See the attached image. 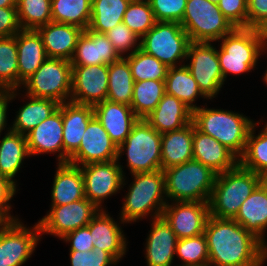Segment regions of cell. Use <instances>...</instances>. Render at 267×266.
Returning a JSON list of instances; mask_svg holds the SVG:
<instances>
[{
  "label": "cell",
  "mask_w": 267,
  "mask_h": 266,
  "mask_svg": "<svg viewBox=\"0 0 267 266\" xmlns=\"http://www.w3.org/2000/svg\"><path fill=\"white\" fill-rule=\"evenodd\" d=\"M204 235L209 266H263L267 247L234 219L209 216Z\"/></svg>",
  "instance_id": "obj_1"
},
{
  "label": "cell",
  "mask_w": 267,
  "mask_h": 266,
  "mask_svg": "<svg viewBox=\"0 0 267 266\" xmlns=\"http://www.w3.org/2000/svg\"><path fill=\"white\" fill-rule=\"evenodd\" d=\"M263 181L260 175L240 164L217 174L209 200L210 216L233 219L242 203Z\"/></svg>",
  "instance_id": "obj_2"
},
{
  "label": "cell",
  "mask_w": 267,
  "mask_h": 266,
  "mask_svg": "<svg viewBox=\"0 0 267 266\" xmlns=\"http://www.w3.org/2000/svg\"><path fill=\"white\" fill-rule=\"evenodd\" d=\"M192 121L199 131L216 139L238 158L244 154L249 131L255 123L237 112L202 106L193 111Z\"/></svg>",
  "instance_id": "obj_3"
},
{
  "label": "cell",
  "mask_w": 267,
  "mask_h": 266,
  "mask_svg": "<svg viewBox=\"0 0 267 266\" xmlns=\"http://www.w3.org/2000/svg\"><path fill=\"white\" fill-rule=\"evenodd\" d=\"M134 182L125 199L121 211V224L136 222L148 216L160 217L168 203L165 193V175L163 170L155 172L134 173ZM154 212V213H153Z\"/></svg>",
  "instance_id": "obj_4"
},
{
  "label": "cell",
  "mask_w": 267,
  "mask_h": 266,
  "mask_svg": "<svg viewBox=\"0 0 267 266\" xmlns=\"http://www.w3.org/2000/svg\"><path fill=\"white\" fill-rule=\"evenodd\" d=\"M165 193L171 201L209 202L217 173L197 160L163 170Z\"/></svg>",
  "instance_id": "obj_5"
},
{
  "label": "cell",
  "mask_w": 267,
  "mask_h": 266,
  "mask_svg": "<svg viewBox=\"0 0 267 266\" xmlns=\"http://www.w3.org/2000/svg\"><path fill=\"white\" fill-rule=\"evenodd\" d=\"M220 40L217 53L224 81L228 73L240 75L251 71L256 66L258 57L267 50L260 29L235 28Z\"/></svg>",
  "instance_id": "obj_6"
},
{
  "label": "cell",
  "mask_w": 267,
  "mask_h": 266,
  "mask_svg": "<svg viewBox=\"0 0 267 266\" xmlns=\"http://www.w3.org/2000/svg\"><path fill=\"white\" fill-rule=\"evenodd\" d=\"M161 141L162 134L144 119H139L125 141L117 148V160L119 161L126 151L127 167L131 174L158 171L161 169Z\"/></svg>",
  "instance_id": "obj_7"
},
{
  "label": "cell",
  "mask_w": 267,
  "mask_h": 266,
  "mask_svg": "<svg viewBox=\"0 0 267 266\" xmlns=\"http://www.w3.org/2000/svg\"><path fill=\"white\" fill-rule=\"evenodd\" d=\"M180 24L191 42H219L235 29L218 5L208 0H187Z\"/></svg>",
  "instance_id": "obj_8"
},
{
  "label": "cell",
  "mask_w": 267,
  "mask_h": 266,
  "mask_svg": "<svg viewBox=\"0 0 267 266\" xmlns=\"http://www.w3.org/2000/svg\"><path fill=\"white\" fill-rule=\"evenodd\" d=\"M23 87L27 90L25 96L51 99L59 104L68 102L72 90V65L66 59L47 58Z\"/></svg>",
  "instance_id": "obj_9"
},
{
  "label": "cell",
  "mask_w": 267,
  "mask_h": 266,
  "mask_svg": "<svg viewBox=\"0 0 267 266\" xmlns=\"http://www.w3.org/2000/svg\"><path fill=\"white\" fill-rule=\"evenodd\" d=\"M190 43L189 36L180 23L157 21L140 39V49L170 68L177 67L180 59V63L184 62Z\"/></svg>",
  "instance_id": "obj_10"
},
{
  "label": "cell",
  "mask_w": 267,
  "mask_h": 266,
  "mask_svg": "<svg viewBox=\"0 0 267 266\" xmlns=\"http://www.w3.org/2000/svg\"><path fill=\"white\" fill-rule=\"evenodd\" d=\"M212 45L209 42H191L186 57L190 62L185 65L207 99L216 97L224 84L217 49Z\"/></svg>",
  "instance_id": "obj_11"
},
{
  "label": "cell",
  "mask_w": 267,
  "mask_h": 266,
  "mask_svg": "<svg viewBox=\"0 0 267 266\" xmlns=\"http://www.w3.org/2000/svg\"><path fill=\"white\" fill-rule=\"evenodd\" d=\"M118 160L90 163L80 166L84 178L85 198L91 201L99 210L102 202L117 194L125 184L123 168Z\"/></svg>",
  "instance_id": "obj_12"
},
{
  "label": "cell",
  "mask_w": 267,
  "mask_h": 266,
  "mask_svg": "<svg viewBox=\"0 0 267 266\" xmlns=\"http://www.w3.org/2000/svg\"><path fill=\"white\" fill-rule=\"evenodd\" d=\"M99 211L87 198L65 205L51 206L49 213L38 221L40 235L48 233L63 238L67 233L87 226Z\"/></svg>",
  "instance_id": "obj_13"
},
{
  "label": "cell",
  "mask_w": 267,
  "mask_h": 266,
  "mask_svg": "<svg viewBox=\"0 0 267 266\" xmlns=\"http://www.w3.org/2000/svg\"><path fill=\"white\" fill-rule=\"evenodd\" d=\"M32 228L18 219L0 232V266H21L29 260L41 239L39 224Z\"/></svg>",
  "instance_id": "obj_14"
},
{
  "label": "cell",
  "mask_w": 267,
  "mask_h": 266,
  "mask_svg": "<svg viewBox=\"0 0 267 266\" xmlns=\"http://www.w3.org/2000/svg\"><path fill=\"white\" fill-rule=\"evenodd\" d=\"M173 204V205H172ZM178 239L203 234L210 216L209 202H168L161 215Z\"/></svg>",
  "instance_id": "obj_15"
},
{
  "label": "cell",
  "mask_w": 267,
  "mask_h": 266,
  "mask_svg": "<svg viewBox=\"0 0 267 266\" xmlns=\"http://www.w3.org/2000/svg\"><path fill=\"white\" fill-rule=\"evenodd\" d=\"M108 65L72 66L70 101L94 106L107 99Z\"/></svg>",
  "instance_id": "obj_16"
},
{
  "label": "cell",
  "mask_w": 267,
  "mask_h": 266,
  "mask_svg": "<svg viewBox=\"0 0 267 266\" xmlns=\"http://www.w3.org/2000/svg\"><path fill=\"white\" fill-rule=\"evenodd\" d=\"M118 149L107 131L94 116L87 126L78 150L69 158L70 164L84 166L90 163L117 160Z\"/></svg>",
  "instance_id": "obj_17"
},
{
  "label": "cell",
  "mask_w": 267,
  "mask_h": 266,
  "mask_svg": "<svg viewBox=\"0 0 267 266\" xmlns=\"http://www.w3.org/2000/svg\"><path fill=\"white\" fill-rule=\"evenodd\" d=\"M25 136L30 156L59 152L58 163H65L62 103L50 117L42 121Z\"/></svg>",
  "instance_id": "obj_18"
},
{
  "label": "cell",
  "mask_w": 267,
  "mask_h": 266,
  "mask_svg": "<svg viewBox=\"0 0 267 266\" xmlns=\"http://www.w3.org/2000/svg\"><path fill=\"white\" fill-rule=\"evenodd\" d=\"M120 58L106 34L87 28L78 37L70 63L72 66L109 65Z\"/></svg>",
  "instance_id": "obj_19"
},
{
  "label": "cell",
  "mask_w": 267,
  "mask_h": 266,
  "mask_svg": "<svg viewBox=\"0 0 267 266\" xmlns=\"http://www.w3.org/2000/svg\"><path fill=\"white\" fill-rule=\"evenodd\" d=\"M94 115L117 148L125 141L139 118L130 106L104 100L93 106Z\"/></svg>",
  "instance_id": "obj_20"
},
{
  "label": "cell",
  "mask_w": 267,
  "mask_h": 266,
  "mask_svg": "<svg viewBox=\"0 0 267 266\" xmlns=\"http://www.w3.org/2000/svg\"><path fill=\"white\" fill-rule=\"evenodd\" d=\"M94 116V108L91 105L78 104L72 101L62 103L65 163H68L69 158L78 150L89 121Z\"/></svg>",
  "instance_id": "obj_21"
},
{
  "label": "cell",
  "mask_w": 267,
  "mask_h": 266,
  "mask_svg": "<svg viewBox=\"0 0 267 266\" xmlns=\"http://www.w3.org/2000/svg\"><path fill=\"white\" fill-rule=\"evenodd\" d=\"M193 159L208 166L217 174L231 170L239 164V158L232 151L210 135L199 131L195 125Z\"/></svg>",
  "instance_id": "obj_22"
},
{
  "label": "cell",
  "mask_w": 267,
  "mask_h": 266,
  "mask_svg": "<svg viewBox=\"0 0 267 266\" xmlns=\"http://www.w3.org/2000/svg\"><path fill=\"white\" fill-rule=\"evenodd\" d=\"M152 220L145 246L147 266H171L178 238L162 216Z\"/></svg>",
  "instance_id": "obj_23"
},
{
  "label": "cell",
  "mask_w": 267,
  "mask_h": 266,
  "mask_svg": "<svg viewBox=\"0 0 267 266\" xmlns=\"http://www.w3.org/2000/svg\"><path fill=\"white\" fill-rule=\"evenodd\" d=\"M87 227L93 238V248L109 252L118 262L126 254L127 241L122 228L105 210H100Z\"/></svg>",
  "instance_id": "obj_24"
},
{
  "label": "cell",
  "mask_w": 267,
  "mask_h": 266,
  "mask_svg": "<svg viewBox=\"0 0 267 266\" xmlns=\"http://www.w3.org/2000/svg\"><path fill=\"white\" fill-rule=\"evenodd\" d=\"M42 37L48 58L71 60L78 37L84 31L78 26L49 22L36 29Z\"/></svg>",
  "instance_id": "obj_25"
},
{
  "label": "cell",
  "mask_w": 267,
  "mask_h": 266,
  "mask_svg": "<svg viewBox=\"0 0 267 266\" xmlns=\"http://www.w3.org/2000/svg\"><path fill=\"white\" fill-rule=\"evenodd\" d=\"M19 89L48 58L37 30L21 29L16 34Z\"/></svg>",
  "instance_id": "obj_26"
},
{
  "label": "cell",
  "mask_w": 267,
  "mask_h": 266,
  "mask_svg": "<svg viewBox=\"0 0 267 266\" xmlns=\"http://www.w3.org/2000/svg\"><path fill=\"white\" fill-rule=\"evenodd\" d=\"M233 219L267 247L264 238L267 229V180L242 203Z\"/></svg>",
  "instance_id": "obj_27"
},
{
  "label": "cell",
  "mask_w": 267,
  "mask_h": 266,
  "mask_svg": "<svg viewBox=\"0 0 267 266\" xmlns=\"http://www.w3.org/2000/svg\"><path fill=\"white\" fill-rule=\"evenodd\" d=\"M193 111L173 95L165 93L144 120L158 133L178 130L192 122Z\"/></svg>",
  "instance_id": "obj_28"
},
{
  "label": "cell",
  "mask_w": 267,
  "mask_h": 266,
  "mask_svg": "<svg viewBox=\"0 0 267 266\" xmlns=\"http://www.w3.org/2000/svg\"><path fill=\"white\" fill-rule=\"evenodd\" d=\"M51 192V206L69 204L85 198L84 178L80 166L58 163Z\"/></svg>",
  "instance_id": "obj_29"
},
{
  "label": "cell",
  "mask_w": 267,
  "mask_h": 266,
  "mask_svg": "<svg viewBox=\"0 0 267 266\" xmlns=\"http://www.w3.org/2000/svg\"><path fill=\"white\" fill-rule=\"evenodd\" d=\"M193 121L181 129L162 134L161 170L193 159Z\"/></svg>",
  "instance_id": "obj_30"
},
{
  "label": "cell",
  "mask_w": 267,
  "mask_h": 266,
  "mask_svg": "<svg viewBox=\"0 0 267 266\" xmlns=\"http://www.w3.org/2000/svg\"><path fill=\"white\" fill-rule=\"evenodd\" d=\"M29 156L26 136L9 129L0 141V176L17 184L13 178L20 170L25 157Z\"/></svg>",
  "instance_id": "obj_31"
},
{
  "label": "cell",
  "mask_w": 267,
  "mask_h": 266,
  "mask_svg": "<svg viewBox=\"0 0 267 266\" xmlns=\"http://www.w3.org/2000/svg\"><path fill=\"white\" fill-rule=\"evenodd\" d=\"M180 67L168 68L165 79V93L173 95L181 102H183L192 111L196 110L198 106L194 105L199 96L206 99L200 91L198 84L191 75L185 63L179 65Z\"/></svg>",
  "instance_id": "obj_32"
},
{
  "label": "cell",
  "mask_w": 267,
  "mask_h": 266,
  "mask_svg": "<svg viewBox=\"0 0 267 266\" xmlns=\"http://www.w3.org/2000/svg\"><path fill=\"white\" fill-rule=\"evenodd\" d=\"M29 101L17 111L16 119L10 130L22 135L28 134L42 121L50 117L59 107V103L51 99L27 96Z\"/></svg>",
  "instance_id": "obj_33"
},
{
  "label": "cell",
  "mask_w": 267,
  "mask_h": 266,
  "mask_svg": "<svg viewBox=\"0 0 267 266\" xmlns=\"http://www.w3.org/2000/svg\"><path fill=\"white\" fill-rule=\"evenodd\" d=\"M133 88L134 80L131 69L124 57L108 65V94L106 100L131 107Z\"/></svg>",
  "instance_id": "obj_34"
},
{
  "label": "cell",
  "mask_w": 267,
  "mask_h": 266,
  "mask_svg": "<svg viewBox=\"0 0 267 266\" xmlns=\"http://www.w3.org/2000/svg\"><path fill=\"white\" fill-rule=\"evenodd\" d=\"M254 123L247 137L244 154L239 158V164L267 180V123L256 136Z\"/></svg>",
  "instance_id": "obj_35"
},
{
  "label": "cell",
  "mask_w": 267,
  "mask_h": 266,
  "mask_svg": "<svg viewBox=\"0 0 267 266\" xmlns=\"http://www.w3.org/2000/svg\"><path fill=\"white\" fill-rule=\"evenodd\" d=\"M130 0H92L89 29L106 33L122 22Z\"/></svg>",
  "instance_id": "obj_36"
},
{
  "label": "cell",
  "mask_w": 267,
  "mask_h": 266,
  "mask_svg": "<svg viewBox=\"0 0 267 266\" xmlns=\"http://www.w3.org/2000/svg\"><path fill=\"white\" fill-rule=\"evenodd\" d=\"M92 0H51L52 22L86 30L91 21Z\"/></svg>",
  "instance_id": "obj_37"
},
{
  "label": "cell",
  "mask_w": 267,
  "mask_h": 266,
  "mask_svg": "<svg viewBox=\"0 0 267 266\" xmlns=\"http://www.w3.org/2000/svg\"><path fill=\"white\" fill-rule=\"evenodd\" d=\"M165 94V82L144 80L134 82L131 108L139 119H145L157 107Z\"/></svg>",
  "instance_id": "obj_38"
},
{
  "label": "cell",
  "mask_w": 267,
  "mask_h": 266,
  "mask_svg": "<svg viewBox=\"0 0 267 266\" xmlns=\"http://www.w3.org/2000/svg\"><path fill=\"white\" fill-rule=\"evenodd\" d=\"M128 61L134 82L144 80L165 81L168 67L156 57L137 49L133 54L124 56Z\"/></svg>",
  "instance_id": "obj_39"
},
{
  "label": "cell",
  "mask_w": 267,
  "mask_h": 266,
  "mask_svg": "<svg viewBox=\"0 0 267 266\" xmlns=\"http://www.w3.org/2000/svg\"><path fill=\"white\" fill-rule=\"evenodd\" d=\"M17 55L16 35L0 37V89L19 88Z\"/></svg>",
  "instance_id": "obj_40"
},
{
  "label": "cell",
  "mask_w": 267,
  "mask_h": 266,
  "mask_svg": "<svg viewBox=\"0 0 267 266\" xmlns=\"http://www.w3.org/2000/svg\"><path fill=\"white\" fill-rule=\"evenodd\" d=\"M21 29H34L52 22L51 0H16Z\"/></svg>",
  "instance_id": "obj_41"
},
{
  "label": "cell",
  "mask_w": 267,
  "mask_h": 266,
  "mask_svg": "<svg viewBox=\"0 0 267 266\" xmlns=\"http://www.w3.org/2000/svg\"><path fill=\"white\" fill-rule=\"evenodd\" d=\"M175 254L183 261V265L179 266H209V253L204 233L178 239Z\"/></svg>",
  "instance_id": "obj_42"
},
{
  "label": "cell",
  "mask_w": 267,
  "mask_h": 266,
  "mask_svg": "<svg viewBox=\"0 0 267 266\" xmlns=\"http://www.w3.org/2000/svg\"><path fill=\"white\" fill-rule=\"evenodd\" d=\"M122 22L142 38L157 21L149 1H131Z\"/></svg>",
  "instance_id": "obj_43"
},
{
  "label": "cell",
  "mask_w": 267,
  "mask_h": 266,
  "mask_svg": "<svg viewBox=\"0 0 267 266\" xmlns=\"http://www.w3.org/2000/svg\"><path fill=\"white\" fill-rule=\"evenodd\" d=\"M105 34L120 57H124L123 54H125V52L127 53V51L131 50V53H128L129 55L133 54L137 49H140L141 38L131 31L123 22L119 23Z\"/></svg>",
  "instance_id": "obj_44"
},
{
  "label": "cell",
  "mask_w": 267,
  "mask_h": 266,
  "mask_svg": "<svg viewBox=\"0 0 267 266\" xmlns=\"http://www.w3.org/2000/svg\"><path fill=\"white\" fill-rule=\"evenodd\" d=\"M156 21L181 23L187 0H149Z\"/></svg>",
  "instance_id": "obj_45"
},
{
  "label": "cell",
  "mask_w": 267,
  "mask_h": 266,
  "mask_svg": "<svg viewBox=\"0 0 267 266\" xmlns=\"http://www.w3.org/2000/svg\"><path fill=\"white\" fill-rule=\"evenodd\" d=\"M71 266H111L117 260L107 251L93 248L92 251L70 250Z\"/></svg>",
  "instance_id": "obj_46"
},
{
  "label": "cell",
  "mask_w": 267,
  "mask_h": 266,
  "mask_svg": "<svg viewBox=\"0 0 267 266\" xmlns=\"http://www.w3.org/2000/svg\"><path fill=\"white\" fill-rule=\"evenodd\" d=\"M218 8L235 28H247V0H220Z\"/></svg>",
  "instance_id": "obj_47"
},
{
  "label": "cell",
  "mask_w": 267,
  "mask_h": 266,
  "mask_svg": "<svg viewBox=\"0 0 267 266\" xmlns=\"http://www.w3.org/2000/svg\"><path fill=\"white\" fill-rule=\"evenodd\" d=\"M267 26V0H247V28L263 30Z\"/></svg>",
  "instance_id": "obj_48"
},
{
  "label": "cell",
  "mask_w": 267,
  "mask_h": 266,
  "mask_svg": "<svg viewBox=\"0 0 267 266\" xmlns=\"http://www.w3.org/2000/svg\"><path fill=\"white\" fill-rule=\"evenodd\" d=\"M20 30L17 8H0V37L15 36Z\"/></svg>",
  "instance_id": "obj_49"
},
{
  "label": "cell",
  "mask_w": 267,
  "mask_h": 266,
  "mask_svg": "<svg viewBox=\"0 0 267 266\" xmlns=\"http://www.w3.org/2000/svg\"><path fill=\"white\" fill-rule=\"evenodd\" d=\"M70 242V250L77 251H92L93 249V238L90 230L87 226L78 228L74 231L67 233L61 240Z\"/></svg>",
  "instance_id": "obj_50"
},
{
  "label": "cell",
  "mask_w": 267,
  "mask_h": 266,
  "mask_svg": "<svg viewBox=\"0 0 267 266\" xmlns=\"http://www.w3.org/2000/svg\"><path fill=\"white\" fill-rule=\"evenodd\" d=\"M17 185L10 179L0 176V208H2L14 221L18 218L11 216V204L9 201L16 194Z\"/></svg>",
  "instance_id": "obj_51"
},
{
  "label": "cell",
  "mask_w": 267,
  "mask_h": 266,
  "mask_svg": "<svg viewBox=\"0 0 267 266\" xmlns=\"http://www.w3.org/2000/svg\"><path fill=\"white\" fill-rule=\"evenodd\" d=\"M17 91L10 89H0V135L7 126L8 103L17 96Z\"/></svg>",
  "instance_id": "obj_52"
},
{
  "label": "cell",
  "mask_w": 267,
  "mask_h": 266,
  "mask_svg": "<svg viewBox=\"0 0 267 266\" xmlns=\"http://www.w3.org/2000/svg\"><path fill=\"white\" fill-rule=\"evenodd\" d=\"M14 220L0 208V232L5 230Z\"/></svg>",
  "instance_id": "obj_53"
},
{
  "label": "cell",
  "mask_w": 267,
  "mask_h": 266,
  "mask_svg": "<svg viewBox=\"0 0 267 266\" xmlns=\"http://www.w3.org/2000/svg\"><path fill=\"white\" fill-rule=\"evenodd\" d=\"M16 7V0H0V8Z\"/></svg>",
  "instance_id": "obj_54"
},
{
  "label": "cell",
  "mask_w": 267,
  "mask_h": 266,
  "mask_svg": "<svg viewBox=\"0 0 267 266\" xmlns=\"http://www.w3.org/2000/svg\"><path fill=\"white\" fill-rule=\"evenodd\" d=\"M262 32L265 40V46L267 47V26L262 30Z\"/></svg>",
  "instance_id": "obj_55"
},
{
  "label": "cell",
  "mask_w": 267,
  "mask_h": 266,
  "mask_svg": "<svg viewBox=\"0 0 267 266\" xmlns=\"http://www.w3.org/2000/svg\"><path fill=\"white\" fill-rule=\"evenodd\" d=\"M208 1H210L211 3L216 4V5H218L220 2V0H208Z\"/></svg>",
  "instance_id": "obj_56"
},
{
  "label": "cell",
  "mask_w": 267,
  "mask_h": 266,
  "mask_svg": "<svg viewBox=\"0 0 267 266\" xmlns=\"http://www.w3.org/2000/svg\"><path fill=\"white\" fill-rule=\"evenodd\" d=\"M265 74H264V77H263V80L265 81V83L267 84V70H265Z\"/></svg>",
  "instance_id": "obj_57"
},
{
  "label": "cell",
  "mask_w": 267,
  "mask_h": 266,
  "mask_svg": "<svg viewBox=\"0 0 267 266\" xmlns=\"http://www.w3.org/2000/svg\"><path fill=\"white\" fill-rule=\"evenodd\" d=\"M130 1H149V0H130Z\"/></svg>",
  "instance_id": "obj_58"
}]
</instances>
